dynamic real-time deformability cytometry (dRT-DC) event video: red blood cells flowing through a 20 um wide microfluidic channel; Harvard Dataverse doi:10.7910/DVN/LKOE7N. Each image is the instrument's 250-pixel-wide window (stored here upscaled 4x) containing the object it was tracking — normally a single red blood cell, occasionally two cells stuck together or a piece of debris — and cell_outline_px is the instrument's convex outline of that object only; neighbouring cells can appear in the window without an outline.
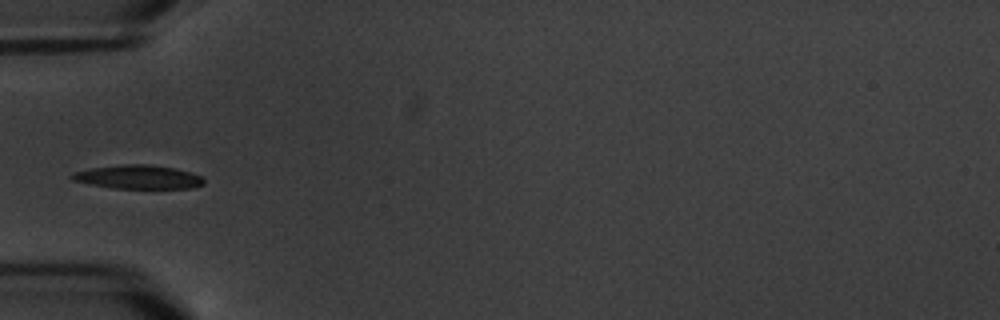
{"species": "common noctule bat (a hibernating species)", "species_latin": "Nyctalus noctula", "temperature_condition": "warm", "stored_images_in_passage": 10, "camera_frame_rate_fps": 3000, "um_per_image_px": 0.085, "animal": {"sex": "male", "body_mass_g": 20.1, "forearm_length_mm": 53.5}, "frame": {"image": 1, "passage_image": 7, "time_ms": 7.0, "image_size_px": [1000, 320], "cell_outline_px": [[204, 184], [192, 188], [112, 188], [72, 180], [68, 176], [72, 172], [92, 168], [124, 164], [148, 164], [176, 168], [192, 172], [200, 176], [204, 180]], "centroid_in_image_um": [11.75, 15.04], "position_along_channel_um": 73.2, "area_um2": 18.26}}
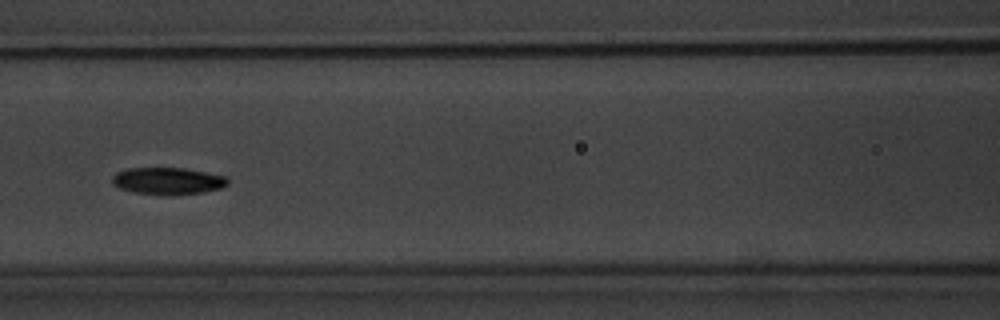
{"frame": {"image": 2, "passage_image": 9, "time_ms": 9.333, "image_size_px": [1000, 320], "cell_outline_px": [[228, 184], [220, 188], [204, 192], [132, 192], [120, 188], [112, 184], [112, 176], [116, 172], [128, 168], [184, 168], [224, 176], [228, 180]], "centroid_in_image_um": [14.22, 15.33], "position_along_channel_um": 152.4, "area_um2": 17.22}}